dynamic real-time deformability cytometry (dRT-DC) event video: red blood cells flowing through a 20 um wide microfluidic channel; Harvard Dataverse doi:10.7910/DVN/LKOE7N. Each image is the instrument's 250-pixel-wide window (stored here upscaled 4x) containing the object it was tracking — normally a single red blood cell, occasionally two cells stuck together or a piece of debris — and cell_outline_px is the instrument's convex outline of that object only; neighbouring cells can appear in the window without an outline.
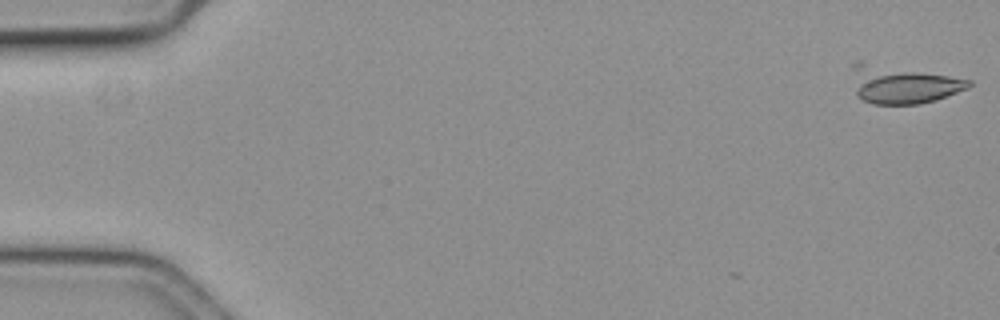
{"species": "common noctule bat (a hibernating species)", "species_latin": "Nyctalus noctula", "temperature_condition": "cold", "stored_images_in_passage": 3, "camera_frame_rate_fps": 3000, "um_per_image_px": 0.085, "animal": {"sex": "female", "body_mass_g": 19.3, "forearm_length_mm": 54.1}, "frame": {"image": 1, "passage_image": 1, "time_ms": 0.0, "image_size_px": [1000, 320], "cell_outline_px": [[972, 84], [968, 88], [936, 100], [920, 104], [872, 104], [860, 100], [856, 96], [852, 68], [852, 64], [856, 60], [864, 60], [972, 80]], "centroid_in_image_um": [76.67, 7.16], "position_along_channel_um": 8.3, "area_um2": 26.24}}